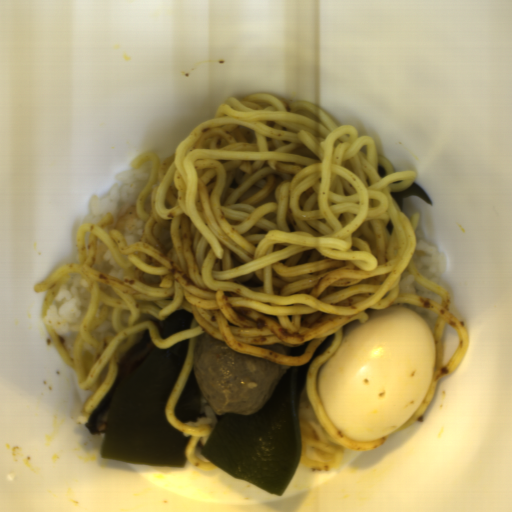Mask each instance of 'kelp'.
<instances>
[{
  "mask_svg": "<svg viewBox=\"0 0 512 512\" xmlns=\"http://www.w3.org/2000/svg\"><path fill=\"white\" fill-rule=\"evenodd\" d=\"M334 338L326 336L304 365L288 366L261 408L249 415L224 414L201 455L237 479L283 495L302 456L298 408L307 372Z\"/></svg>",
  "mask_w": 512,
  "mask_h": 512,
  "instance_id": "kelp-1",
  "label": "kelp"
},
{
  "mask_svg": "<svg viewBox=\"0 0 512 512\" xmlns=\"http://www.w3.org/2000/svg\"><path fill=\"white\" fill-rule=\"evenodd\" d=\"M187 339L155 347L114 391L102 440L101 457L132 464L183 467L190 437L165 417L188 350Z\"/></svg>",
  "mask_w": 512,
  "mask_h": 512,
  "instance_id": "kelp-2",
  "label": "kelp"
},
{
  "mask_svg": "<svg viewBox=\"0 0 512 512\" xmlns=\"http://www.w3.org/2000/svg\"><path fill=\"white\" fill-rule=\"evenodd\" d=\"M201 396L196 375L191 366L184 386L174 405L177 420L185 424L188 422L196 423L201 408Z\"/></svg>",
  "mask_w": 512,
  "mask_h": 512,
  "instance_id": "kelp-3",
  "label": "kelp"
},
{
  "mask_svg": "<svg viewBox=\"0 0 512 512\" xmlns=\"http://www.w3.org/2000/svg\"><path fill=\"white\" fill-rule=\"evenodd\" d=\"M193 317L194 315L191 312H183L179 310L174 312L167 319L156 321L155 325L160 335L164 338L179 331L191 328Z\"/></svg>",
  "mask_w": 512,
  "mask_h": 512,
  "instance_id": "kelp-4",
  "label": "kelp"
},
{
  "mask_svg": "<svg viewBox=\"0 0 512 512\" xmlns=\"http://www.w3.org/2000/svg\"><path fill=\"white\" fill-rule=\"evenodd\" d=\"M391 193L401 209L404 204V198L409 196H417L418 198L429 204H432L433 202V200L428 196L425 190L421 186H419L415 181H413V183L406 189L399 191H391Z\"/></svg>",
  "mask_w": 512,
  "mask_h": 512,
  "instance_id": "kelp-5",
  "label": "kelp"
},
{
  "mask_svg": "<svg viewBox=\"0 0 512 512\" xmlns=\"http://www.w3.org/2000/svg\"><path fill=\"white\" fill-rule=\"evenodd\" d=\"M309 344L301 345L298 347L288 346L289 356H297L299 354H302L306 350V348L309 346Z\"/></svg>",
  "mask_w": 512,
  "mask_h": 512,
  "instance_id": "kelp-6",
  "label": "kelp"
},
{
  "mask_svg": "<svg viewBox=\"0 0 512 512\" xmlns=\"http://www.w3.org/2000/svg\"><path fill=\"white\" fill-rule=\"evenodd\" d=\"M377 172L379 174V176L381 178H384L385 174H386V167L382 166V165H379L377 166Z\"/></svg>",
  "mask_w": 512,
  "mask_h": 512,
  "instance_id": "kelp-7",
  "label": "kelp"
}]
</instances>
